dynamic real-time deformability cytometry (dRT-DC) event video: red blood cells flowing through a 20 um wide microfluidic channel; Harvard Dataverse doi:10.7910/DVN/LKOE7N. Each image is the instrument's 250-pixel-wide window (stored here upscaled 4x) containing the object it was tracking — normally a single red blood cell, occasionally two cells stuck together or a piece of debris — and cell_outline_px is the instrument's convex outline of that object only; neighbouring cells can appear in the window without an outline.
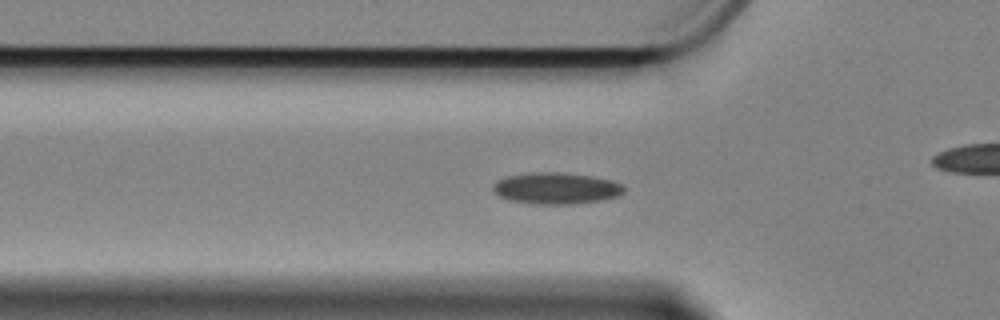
{"species": "Egyptian fruit bat (a non-hibernating species)", "species_latin": "Rousettus aegyptiacus", "temperature_condition": "cold", "stored_images_in_passage": 59, "camera_frame_rate_fps": 3000, "um_per_image_px": 0.085, "animal": {"sex": "female"}, "frame": {"image": 1, "passage_image": 18, "time_ms": 5.667, "image_size_px": [1000, 320], "cell_outline_px": [[624, 192], [620, 196], [600, 200], [572, 204], [532, 204], [508, 200], [500, 196], [492, 188], [492, 184], [508, 176], [532, 172], [556, 172], [592, 176], [612, 180], [620, 184], [624, 188]], "centroid_in_image_um": [47.28, 16.01], "position_along_channel_um": 78.5, "area_um2": 23.93}}
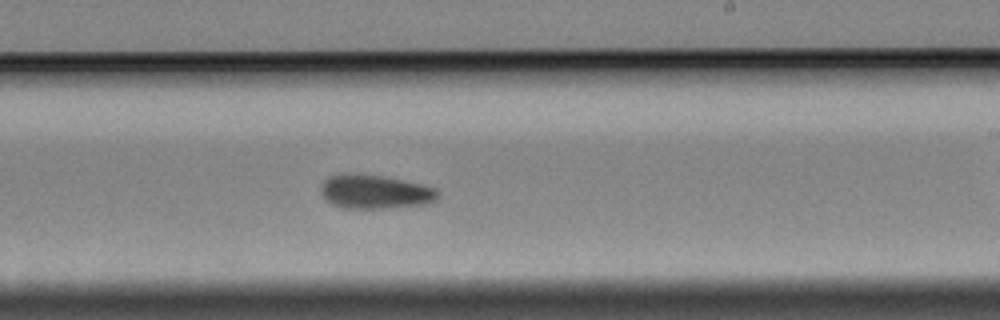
{"frame": {"image": 2, "passage_image": 34, "time_ms": 11.0, "image_size_px": [1000, 320], "cell_outline_px": [[440, 196], [436, 200], [428, 204], [384, 208], [340, 208], [324, 200], [320, 192], [320, 188], [324, 180], [328, 176], [384, 176], [424, 184], [436, 188], [440, 192]], "centroid_in_image_um": [31.93, 16.34], "position_along_channel_um": 257.1, "area_um2": 22.95}}
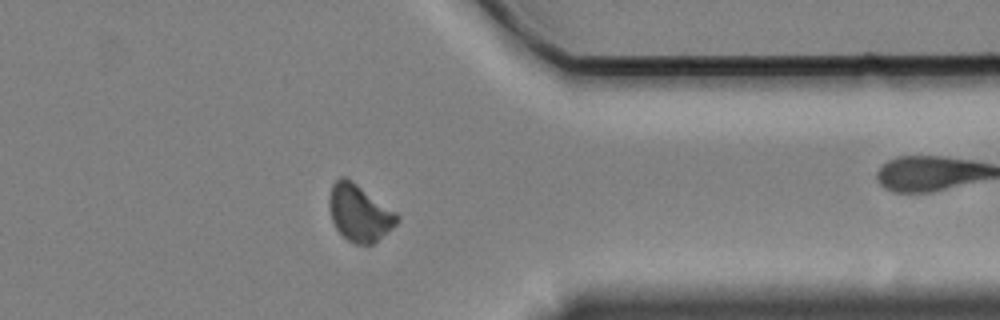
{"frame": {"image": 3, "passage_image": 46, "time_ms": 15.0, "image_size_px": [1000, 320], "cell_outline_px": [[400, 220], [392, 228], [372, 244], [352, 244], [336, 228], [332, 220], [328, 204], [328, 200], [332, 184], [340, 176], [344, 176], [352, 180], [396, 212], [400, 216]], "centroid_in_image_um": [30.54, 18.08], "position_along_channel_um": 380.9, "area_um2": 22.37}, "authors_computed_cell_mechanics": {"area_um2": 22.3686, "velocity_mm_per_s": 3.3339, "shape_relaxation_time_tau1_ms": 5.3749, "shape_relaxation_time_tau2_ms": null, "deformation_change_tau1": 0.0782, "deformation_change_tau2": null}}